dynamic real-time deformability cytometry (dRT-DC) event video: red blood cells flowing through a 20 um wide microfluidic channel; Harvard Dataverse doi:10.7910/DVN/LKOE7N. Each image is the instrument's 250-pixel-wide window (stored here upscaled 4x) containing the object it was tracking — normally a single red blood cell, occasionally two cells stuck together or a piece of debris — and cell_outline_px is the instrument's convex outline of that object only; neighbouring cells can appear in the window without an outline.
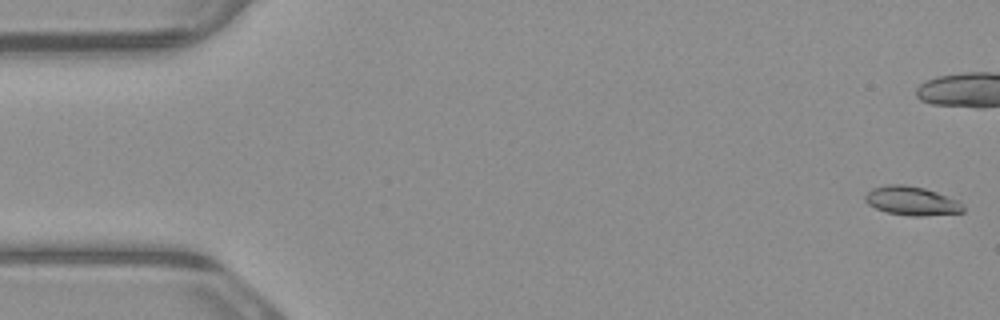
{"species": "common noctule bat (a hibernating species)", "species_latin": "Nyctalus noctula", "temperature_condition": "warm", "stored_images_in_passage": 7, "camera_frame_rate_fps": 3000, "um_per_image_px": 0.085, "animal": {"sex": "male", "body_mass_g": 23.1, "forearm_length_mm": 52.7}, "frame": {"image": 1, "passage_image": 1, "time_ms": 0.0, "image_size_px": [1000, 320], "cell_outline_px": [[964, 212], [924, 216], [912, 216], [888, 212], [876, 208], [868, 204], [864, 200], [864, 196], [872, 188], [888, 184], [904, 184], [924, 188], [960, 200], [964, 204]], "centroid_in_image_um": [77.53, 17.07], "position_along_channel_um": 7.5, "area_um2": 16.59}}